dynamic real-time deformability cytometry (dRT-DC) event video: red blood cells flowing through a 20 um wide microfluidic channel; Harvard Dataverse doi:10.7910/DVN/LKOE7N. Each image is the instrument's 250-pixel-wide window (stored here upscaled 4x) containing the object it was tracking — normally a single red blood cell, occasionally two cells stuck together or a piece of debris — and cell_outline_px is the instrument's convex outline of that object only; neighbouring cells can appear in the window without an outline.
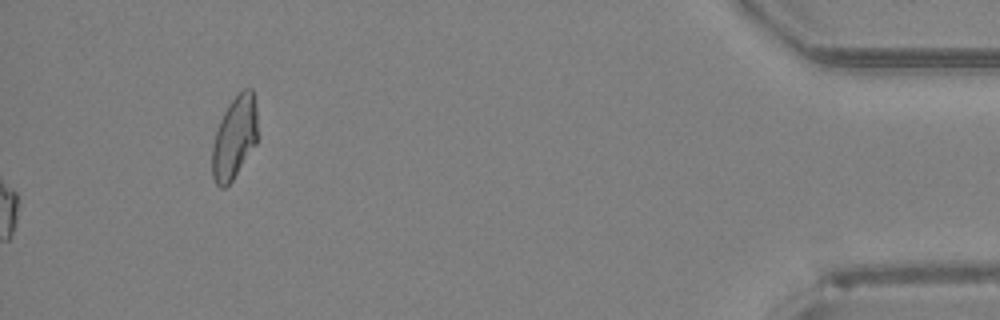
{"species": "Egyptian fruit bat (a non-hibernating species)", "species_latin": "Rousettus aegyptiacus", "temperature_condition": "room temperature", "stored_images_in_passage": 48, "camera_frame_rate_fps": 3000, "um_per_image_px": 0.085, "animal": {"sex": "female"}, "frame": {"image": 1, "passage_image": 48, "time_ms": 15.667, "image_size_px": [1000, 320], "cell_outline_px": [[260, 136], [256, 144], [232, 180], [224, 188], [220, 188], [216, 184], [212, 176], [212, 144], [220, 120], [228, 104], [244, 88], [252, 88], [256, 108]], "centroid_in_image_um": [19.96, 11.69], "position_along_channel_um": 415.2, "area_um2": 22.14}}